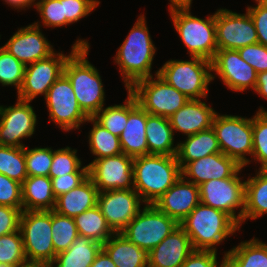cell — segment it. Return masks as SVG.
I'll list each match as a JSON object with an SVG mask.
<instances>
[{"mask_svg": "<svg viewBox=\"0 0 267 267\" xmlns=\"http://www.w3.org/2000/svg\"><path fill=\"white\" fill-rule=\"evenodd\" d=\"M0 267H16V266L0 263Z\"/></svg>", "mask_w": 267, "mask_h": 267, "instance_id": "cell-58", "label": "cell"}, {"mask_svg": "<svg viewBox=\"0 0 267 267\" xmlns=\"http://www.w3.org/2000/svg\"><path fill=\"white\" fill-rule=\"evenodd\" d=\"M0 263L26 267L27 261L20 231L0 237Z\"/></svg>", "mask_w": 267, "mask_h": 267, "instance_id": "cell-39", "label": "cell"}, {"mask_svg": "<svg viewBox=\"0 0 267 267\" xmlns=\"http://www.w3.org/2000/svg\"><path fill=\"white\" fill-rule=\"evenodd\" d=\"M252 159L261 163L260 170H267V111L260 107L252 118Z\"/></svg>", "mask_w": 267, "mask_h": 267, "instance_id": "cell-38", "label": "cell"}, {"mask_svg": "<svg viewBox=\"0 0 267 267\" xmlns=\"http://www.w3.org/2000/svg\"><path fill=\"white\" fill-rule=\"evenodd\" d=\"M222 267H237V266L227 256H225Z\"/></svg>", "mask_w": 267, "mask_h": 267, "instance_id": "cell-55", "label": "cell"}, {"mask_svg": "<svg viewBox=\"0 0 267 267\" xmlns=\"http://www.w3.org/2000/svg\"><path fill=\"white\" fill-rule=\"evenodd\" d=\"M99 4V0H63L65 25L73 24L88 16Z\"/></svg>", "mask_w": 267, "mask_h": 267, "instance_id": "cell-44", "label": "cell"}, {"mask_svg": "<svg viewBox=\"0 0 267 267\" xmlns=\"http://www.w3.org/2000/svg\"><path fill=\"white\" fill-rule=\"evenodd\" d=\"M89 46L87 40L77 39L69 55L54 52L45 59L26 65L23 83L17 93V98L32 102L38 95L45 97L50 87L64 73L67 58L77 48Z\"/></svg>", "mask_w": 267, "mask_h": 267, "instance_id": "cell-10", "label": "cell"}, {"mask_svg": "<svg viewBox=\"0 0 267 267\" xmlns=\"http://www.w3.org/2000/svg\"><path fill=\"white\" fill-rule=\"evenodd\" d=\"M146 139L149 154L176 156L178 145L174 146V134L167 117L146 112Z\"/></svg>", "mask_w": 267, "mask_h": 267, "instance_id": "cell-28", "label": "cell"}, {"mask_svg": "<svg viewBox=\"0 0 267 267\" xmlns=\"http://www.w3.org/2000/svg\"><path fill=\"white\" fill-rule=\"evenodd\" d=\"M211 70L232 91L255 89L257 72L241 58L238 50H217L211 60Z\"/></svg>", "mask_w": 267, "mask_h": 267, "instance_id": "cell-18", "label": "cell"}, {"mask_svg": "<svg viewBox=\"0 0 267 267\" xmlns=\"http://www.w3.org/2000/svg\"><path fill=\"white\" fill-rule=\"evenodd\" d=\"M128 92V120L120 135L122 153L132 158L148 155L146 139V111L137 103L135 97Z\"/></svg>", "mask_w": 267, "mask_h": 267, "instance_id": "cell-22", "label": "cell"}, {"mask_svg": "<svg viewBox=\"0 0 267 267\" xmlns=\"http://www.w3.org/2000/svg\"><path fill=\"white\" fill-rule=\"evenodd\" d=\"M212 128L223 154L243 167L250 164L246 155L253 153L252 118L217 113Z\"/></svg>", "mask_w": 267, "mask_h": 267, "instance_id": "cell-8", "label": "cell"}, {"mask_svg": "<svg viewBox=\"0 0 267 267\" xmlns=\"http://www.w3.org/2000/svg\"><path fill=\"white\" fill-rule=\"evenodd\" d=\"M51 210L22 211L19 231L29 264H51L54 261Z\"/></svg>", "mask_w": 267, "mask_h": 267, "instance_id": "cell-7", "label": "cell"}, {"mask_svg": "<svg viewBox=\"0 0 267 267\" xmlns=\"http://www.w3.org/2000/svg\"><path fill=\"white\" fill-rule=\"evenodd\" d=\"M102 249L117 267H148L149 251L131 243L123 234L114 233Z\"/></svg>", "mask_w": 267, "mask_h": 267, "instance_id": "cell-26", "label": "cell"}, {"mask_svg": "<svg viewBox=\"0 0 267 267\" xmlns=\"http://www.w3.org/2000/svg\"><path fill=\"white\" fill-rule=\"evenodd\" d=\"M0 205L11 206L23 211L21 183L0 173Z\"/></svg>", "mask_w": 267, "mask_h": 267, "instance_id": "cell-45", "label": "cell"}, {"mask_svg": "<svg viewBox=\"0 0 267 267\" xmlns=\"http://www.w3.org/2000/svg\"><path fill=\"white\" fill-rule=\"evenodd\" d=\"M241 167L235 159L220 152L187 163L181 176L199 186L212 179L232 177Z\"/></svg>", "mask_w": 267, "mask_h": 267, "instance_id": "cell-21", "label": "cell"}, {"mask_svg": "<svg viewBox=\"0 0 267 267\" xmlns=\"http://www.w3.org/2000/svg\"><path fill=\"white\" fill-rule=\"evenodd\" d=\"M237 267H267V243L255 237L224 253Z\"/></svg>", "mask_w": 267, "mask_h": 267, "instance_id": "cell-33", "label": "cell"}, {"mask_svg": "<svg viewBox=\"0 0 267 267\" xmlns=\"http://www.w3.org/2000/svg\"><path fill=\"white\" fill-rule=\"evenodd\" d=\"M25 67L5 48L0 47V83L2 86L13 85L18 93L23 83Z\"/></svg>", "mask_w": 267, "mask_h": 267, "instance_id": "cell-41", "label": "cell"}, {"mask_svg": "<svg viewBox=\"0 0 267 267\" xmlns=\"http://www.w3.org/2000/svg\"><path fill=\"white\" fill-rule=\"evenodd\" d=\"M241 58L258 73L267 71V47L255 43L238 49Z\"/></svg>", "mask_w": 267, "mask_h": 267, "instance_id": "cell-46", "label": "cell"}, {"mask_svg": "<svg viewBox=\"0 0 267 267\" xmlns=\"http://www.w3.org/2000/svg\"><path fill=\"white\" fill-rule=\"evenodd\" d=\"M133 159L121 153L93 160L88 164V176L99 192L134 189Z\"/></svg>", "mask_w": 267, "mask_h": 267, "instance_id": "cell-15", "label": "cell"}, {"mask_svg": "<svg viewBox=\"0 0 267 267\" xmlns=\"http://www.w3.org/2000/svg\"><path fill=\"white\" fill-rule=\"evenodd\" d=\"M89 47L77 48L64 66L78 104L88 117H94L103 107L105 91L98 70L87 59Z\"/></svg>", "mask_w": 267, "mask_h": 267, "instance_id": "cell-4", "label": "cell"}, {"mask_svg": "<svg viewBox=\"0 0 267 267\" xmlns=\"http://www.w3.org/2000/svg\"><path fill=\"white\" fill-rule=\"evenodd\" d=\"M102 244L88 237L78 236L72 245L55 256V267H90Z\"/></svg>", "mask_w": 267, "mask_h": 267, "instance_id": "cell-30", "label": "cell"}, {"mask_svg": "<svg viewBox=\"0 0 267 267\" xmlns=\"http://www.w3.org/2000/svg\"><path fill=\"white\" fill-rule=\"evenodd\" d=\"M190 58L192 60H168L156 73L189 99H206L209 83L215 78L211 73V61Z\"/></svg>", "mask_w": 267, "mask_h": 267, "instance_id": "cell-5", "label": "cell"}, {"mask_svg": "<svg viewBox=\"0 0 267 267\" xmlns=\"http://www.w3.org/2000/svg\"><path fill=\"white\" fill-rule=\"evenodd\" d=\"M98 193V188L88 176L74 189L56 197L53 211L63 216L75 218L97 205Z\"/></svg>", "mask_w": 267, "mask_h": 267, "instance_id": "cell-25", "label": "cell"}, {"mask_svg": "<svg viewBox=\"0 0 267 267\" xmlns=\"http://www.w3.org/2000/svg\"><path fill=\"white\" fill-rule=\"evenodd\" d=\"M26 267H54L51 264H28Z\"/></svg>", "mask_w": 267, "mask_h": 267, "instance_id": "cell-56", "label": "cell"}, {"mask_svg": "<svg viewBox=\"0 0 267 267\" xmlns=\"http://www.w3.org/2000/svg\"><path fill=\"white\" fill-rule=\"evenodd\" d=\"M190 237L194 250L217 252V244L240 230V225L222 210L199 203L179 224Z\"/></svg>", "mask_w": 267, "mask_h": 267, "instance_id": "cell-3", "label": "cell"}, {"mask_svg": "<svg viewBox=\"0 0 267 267\" xmlns=\"http://www.w3.org/2000/svg\"><path fill=\"white\" fill-rule=\"evenodd\" d=\"M52 241L55 256L67 250L79 236L74 218L67 217L51 210Z\"/></svg>", "mask_w": 267, "mask_h": 267, "instance_id": "cell-35", "label": "cell"}, {"mask_svg": "<svg viewBox=\"0 0 267 267\" xmlns=\"http://www.w3.org/2000/svg\"><path fill=\"white\" fill-rule=\"evenodd\" d=\"M4 1L8 4V6L10 5V7H14L15 10L16 9L22 10L23 8L24 9L26 7L28 8L31 5L33 7L36 0H4Z\"/></svg>", "mask_w": 267, "mask_h": 267, "instance_id": "cell-54", "label": "cell"}, {"mask_svg": "<svg viewBox=\"0 0 267 267\" xmlns=\"http://www.w3.org/2000/svg\"><path fill=\"white\" fill-rule=\"evenodd\" d=\"M74 220L79 236L91 238L101 244L114 234L97 205L77 215Z\"/></svg>", "mask_w": 267, "mask_h": 267, "instance_id": "cell-32", "label": "cell"}, {"mask_svg": "<svg viewBox=\"0 0 267 267\" xmlns=\"http://www.w3.org/2000/svg\"><path fill=\"white\" fill-rule=\"evenodd\" d=\"M180 176L176 156L148 154L133 159L134 190L144 204H154Z\"/></svg>", "mask_w": 267, "mask_h": 267, "instance_id": "cell-2", "label": "cell"}, {"mask_svg": "<svg viewBox=\"0 0 267 267\" xmlns=\"http://www.w3.org/2000/svg\"><path fill=\"white\" fill-rule=\"evenodd\" d=\"M34 6L45 27L65 26L63 0H39L35 2Z\"/></svg>", "mask_w": 267, "mask_h": 267, "instance_id": "cell-43", "label": "cell"}, {"mask_svg": "<svg viewBox=\"0 0 267 267\" xmlns=\"http://www.w3.org/2000/svg\"><path fill=\"white\" fill-rule=\"evenodd\" d=\"M39 26L38 22H34L18 29L2 47L25 66L49 57L54 49Z\"/></svg>", "mask_w": 267, "mask_h": 267, "instance_id": "cell-19", "label": "cell"}, {"mask_svg": "<svg viewBox=\"0 0 267 267\" xmlns=\"http://www.w3.org/2000/svg\"><path fill=\"white\" fill-rule=\"evenodd\" d=\"M169 12L176 10H190L192 0H169Z\"/></svg>", "mask_w": 267, "mask_h": 267, "instance_id": "cell-53", "label": "cell"}, {"mask_svg": "<svg viewBox=\"0 0 267 267\" xmlns=\"http://www.w3.org/2000/svg\"><path fill=\"white\" fill-rule=\"evenodd\" d=\"M199 203V186L180 176L154 205L180 224Z\"/></svg>", "mask_w": 267, "mask_h": 267, "instance_id": "cell-20", "label": "cell"}, {"mask_svg": "<svg viewBox=\"0 0 267 267\" xmlns=\"http://www.w3.org/2000/svg\"><path fill=\"white\" fill-rule=\"evenodd\" d=\"M177 145L176 157L181 169L191 161L221 152L213 128L187 136L185 141Z\"/></svg>", "mask_w": 267, "mask_h": 267, "instance_id": "cell-29", "label": "cell"}, {"mask_svg": "<svg viewBox=\"0 0 267 267\" xmlns=\"http://www.w3.org/2000/svg\"><path fill=\"white\" fill-rule=\"evenodd\" d=\"M86 122L93 123V128L88 135V141L91 153L97 156L94 160L122 153L119 137L105 129L93 117H89Z\"/></svg>", "mask_w": 267, "mask_h": 267, "instance_id": "cell-34", "label": "cell"}, {"mask_svg": "<svg viewBox=\"0 0 267 267\" xmlns=\"http://www.w3.org/2000/svg\"><path fill=\"white\" fill-rule=\"evenodd\" d=\"M193 251L190 237L179 225L149 252L148 267H180Z\"/></svg>", "mask_w": 267, "mask_h": 267, "instance_id": "cell-23", "label": "cell"}, {"mask_svg": "<svg viewBox=\"0 0 267 267\" xmlns=\"http://www.w3.org/2000/svg\"><path fill=\"white\" fill-rule=\"evenodd\" d=\"M155 77L138 80L128 91L148 114L169 118L183 107L189 98L166 83L156 72Z\"/></svg>", "mask_w": 267, "mask_h": 267, "instance_id": "cell-9", "label": "cell"}, {"mask_svg": "<svg viewBox=\"0 0 267 267\" xmlns=\"http://www.w3.org/2000/svg\"><path fill=\"white\" fill-rule=\"evenodd\" d=\"M217 112L201 99H189L186 104L168 119L174 132L186 136L212 128Z\"/></svg>", "mask_w": 267, "mask_h": 267, "instance_id": "cell-24", "label": "cell"}, {"mask_svg": "<svg viewBox=\"0 0 267 267\" xmlns=\"http://www.w3.org/2000/svg\"><path fill=\"white\" fill-rule=\"evenodd\" d=\"M93 118L113 135L120 137L128 120V97L122 105L103 107Z\"/></svg>", "mask_w": 267, "mask_h": 267, "instance_id": "cell-40", "label": "cell"}, {"mask_svg": "<svg viewBox=\"0 0 267 267\" xmlns=\"http://www.w3.org/2000/svg\"><path fill=\"white\" fill-rule=\"evenodd\" d=\"M77 150L71 147L53 150V160L49 177L55 178L70 173H88V165L82 167V161L77 156Z\"/></svg>", "mask_w": 267, "mask_h": 267, "instance_id": "cell-37", "label": "cell"}, {"mask_svg": "<svg viewBox=\"0 0 267 267\" xmlns=\"http://www.w3.org/2000/svg\"><path fill=\"white\" fill-rule=\"evenodd\" d=\"M255 2L257 6H248L246 10L255 25L258 43L267 47V9L262 7L256 0Z\"/></svg>", "mask_w": 267, "mask_h": 267, "instance_id": "cell-50", "label": "cell"}, {"mask_svg": "<svg viewBox=\"0 0 267 267\" xmlns=\"http://www.w3.org/2000/svg\"><path fill=\"white\" fill-rule=\"evenodd\" d=\"M176 32L187 48L190 57L211 61L217 49L215 13L205 19L193 16L190 10L170 12Z\"/></svg>", "mask_w": 267, "mask_h": 267, "instance_id": "cell-6", "label": "cell"}, {"mask_svg": "<svg viewBox=\"0 0 267 267\" xmlns=\"http://www.w3.org/2000/svg\"><path fill=\"white\" fill-rule=\"evenodd\" d=\"M217 49L238 50L258 43L257 32L248 11L238 14L228 9L215 12Z\"/></svg>", "mask_w": 267, "mask_h": 267, "instance_id": "cell-14", "label": "cell"}, {"mask_svg": "<svg viewBox=\"0 0 267 267\" xmlns=\"http://www.w3.org/2000/svg\"><path fill=\"white\" fill-rule=\"evenodd\" d=\"M144 203L134 190H107L98 193L97 206L114 233H121Z\"/></svg>", "mask_w": 267, "mask_h": 267, "instance_id": "cell-17", "label": "cell"}, {"mask_svg": "<svg viewBox=\"0 0 267 267\" xmlns=\"http://www.w3.org/2000/svg\"><path fill=\"white\" fill-rule=\"evenodd\" d=\"M0 173L19 183L28 177L25 147L16 148L0 145Z\"/></svg>", "mask_w": 267, "mask_h": 267, "instance_id": "cell-36", "label": "cell"}, {"mask_svg": "<svg viewBox=\"0 0 267 267\" xmlns=\"http://www.w3.org/2000/svg\"><path fill=\"white\" fill-rule=\"evenodd\" d=\"M224 257L218 263L217 252L194 250L180 267H222Z\"/></svg>", "mask_w": 267, "mask_h": 267, "instance_id": "cell-49", "label": "cell"}, {"mask_svg": "<svg viewBox=\"0 0 267 267\" xmlns=\"http://www.w3.org/2000/svg\"><path fill=\"white\" fill-rule=\"evenodd\" d=\"M90 267H117L108 254L101 249Z\"/></svg>", "mask_w": 267, "mask_h": 267, "instance_id": "cell-51", "label": "cell"}, {"mask_svg": "<svg viewBox=\"0 0 267 267\" xmlns=\"http://www.w3.org/2000/svg\"><path fill=\"white\" fill-rule=\"evenodd\" d=\"M254 91L267 99V71L257 74V82Z\"/></svg>", "mask_w": 267, "mask_h": 267, "instance_id": "cell-52", "label": "cell"}, {"mask_svg": "<svg viewBox=\"0 0 267 267\" xmlns=\"http://www.w3.org/2000/svg\"><path fill=\"white\" fill-rule=\"evenodd\" d=\"M33 108L30 101L18 98L13 106H0V145L25 147L21 140L31 137L37 124V116Z\"/></svg>", "mask_w": 267, "mask_h": 267, "instance_id": "cell-16", "label": "cell"}, {"mask_svg": "<svg viewBox=\"0 0 267 267\" xmlns=\"http://www.w3.org/2000/svg\"><path fill=\"white\" fill-rule=\"evenodd\" d=\"M243 166L225 179H212L199 185L200 203L224 211L240 226L245 208V181L238 175ZM239 210L236 215V209Z\"/></svg>", "mask_w": 267, "mask_h": 267, "instance_id": "cell-12", "label": "cell"}, {"mask_svg": "<svg viewBox=\"0 0 267 267\" xmlns=\"http://www.w3.org/2000/svg\"><path fill=\"white\" fill-rule=\"evenodd\" d=\"M44 99L49 119L65 132L79 129L89 118L80 108L72 84L64 73L50 87Z\"/></svg>", "mask_w": 267, "mask_h": 267, "instance_id": "cell-13", "label": "cell"}, {"mask_svg": "<svg viewBox=\"0 0 267 267\" xmlns=\"http://www.w3.org/2000/svg\"><path fill=\"white\" fill-rule=\"evenodd\" d=\"M154 45L142 14L114 57L127 90L138 80L153 76L151 69L156 52Z\"/></svg>", "mask_w": 267, "mask_h": 267, "instance_id": "cell-1", "label": "cell"}, {"mask_svg": "<svg viewBox=\"0 0 267 267\" xmlns=\"http://www.w3.org/2000/svg\"><path fill=\"white\" fill-rule=\"evenodd\" d=\"M23 211L53 210L56 197L49 176H28L21 184Z\"/></svg>", "mask_w": 267, "mask_h": 267, "instance_id": "cell-27", "label": "cell"}, {"mask_svg": "<svg viewBox=\"0 0 267 267\" xmlns=\"http://www.w3.org/2000/svg\"><path fill=\"white\" fill-rule=\"evenodd\" d=\"M87 177L88 173H70L51 178L54 196L58 197L63 193L69 192L81 184Z\"/></svg>", "mask_w": 267, "mask_h": 267, "instance_id": "cell-48", "label": "cell"}, {"mask_svg": "<svg viewBox=\"0 0 267 267\" xmlns=\"http://www.w3.org/2000/svg\"><path fill=\"white\" fill-rule=\"evenodd\" d=\"M141 210L121 234L131 243L150 252L179 224L159 210L154 204H145Z\"/></svg>", "mask_w": 267, "mask_h": 267, "instance_id": "cell-11", "label": "cell"}, {"mask_svg": "<svg viewBox=\"0 0 267 267\" xmlns=\"http://www.w3.org/2000/svg\"><path fill=\"white\" fill-rule=\"evenodd\" d=\"M53 160V149L51 147L27 148L25 146V161L28 176H49Z\"/></svg>", "mask_w": 267, "mask_h": 267, "instance_id": "cell-42", "label": "cell"}, {"mask_svg": "<svg viewBox=\"0 0 267 267\" xmlns=\"http://www.w3.org/2000/svg\"><path fill=\"white\" fill-rule=\"evenodd\" d=\"M258 170L255 176L245 181L244 223L267 213V170Z\"/></svg>", "mask_w": 267, "mask_h": 267, "instance_id": "cell-31", "label": "cell"}, {"mask_svg": "<svg viewBox=\"0 0 267 267\" xmlns=\"http://www.w3.org/2000/svg\"><path fill=\"white\" fill-rule=\"evenodd\" d=\"M21 213L18 208L0 205V237L19 230Z\"/></svg>", "mask_w": 267, "mask_h": 267, "instance_id": "cell-47", "label": "cell"}, {"mask_svg": "<svg viewBox=\"0 0 267 267\" xmlns=\"http://www.w3.org/2000/svg\"><path fill=\"white\" fill-rule=\"evenodd\" d=\"M262 7L267 9V0H256Z\"/></svg>", "mask_w": 267, "mask_h": 267, "instance_id": "cell-57", "label": "cell"}]
</instances>
